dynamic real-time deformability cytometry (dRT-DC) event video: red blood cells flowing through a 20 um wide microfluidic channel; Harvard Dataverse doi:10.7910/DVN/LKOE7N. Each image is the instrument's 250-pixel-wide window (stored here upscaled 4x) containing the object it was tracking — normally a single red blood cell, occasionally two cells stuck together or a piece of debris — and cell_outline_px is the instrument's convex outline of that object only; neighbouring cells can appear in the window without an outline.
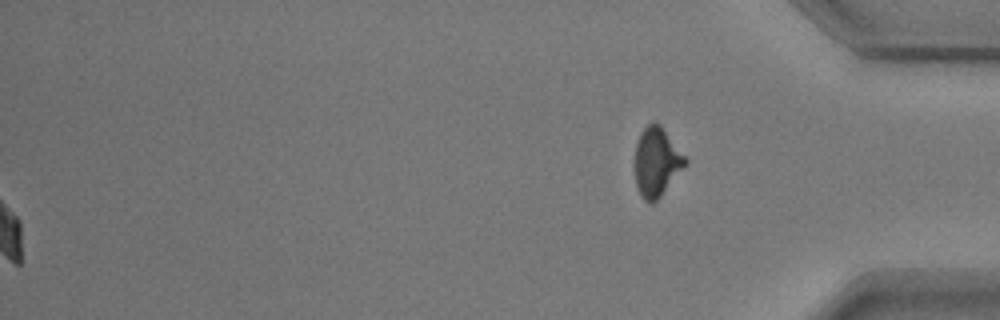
{"species": "common noctule bat (a hibernating species)", "species_latin": "Nyctalus noctula", "temperature_condition": "warm", "stored_images_in_passage": 58, "segment_of_instrument_passage": [2, 2], "camera_frame_rate_fps": 3000, "um_per_image_px": 0.085, "animal": {"sex": "male", "body_mass_g": 17.9}, "frame": {"image": 1, "passage_image": 58, "time_ms": 19.0, "image_size_px": [1000, 320], "cell_outline_px": [[688, 164], [660, 196], [652, 204], [648, 204], [640, 196], [636, 184], [636, 144], [640, 132], [648, 124], [660, 124], [688, 160]], "centroid_in_image_um": [55.83, 13.8], "position_along_channel_um": 379.4, "area_um2": 20.06}}